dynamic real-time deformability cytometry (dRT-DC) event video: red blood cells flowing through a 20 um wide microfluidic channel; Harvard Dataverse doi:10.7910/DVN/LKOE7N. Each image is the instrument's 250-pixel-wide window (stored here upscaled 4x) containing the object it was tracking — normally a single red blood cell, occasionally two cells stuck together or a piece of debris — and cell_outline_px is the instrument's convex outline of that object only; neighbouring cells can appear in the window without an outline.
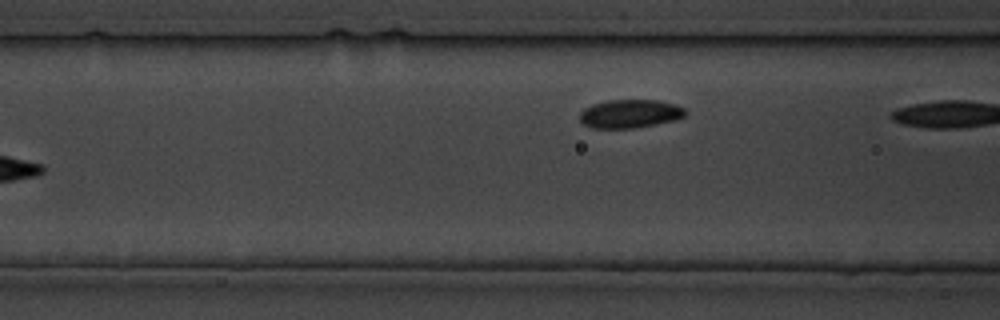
{"species": "common noctule bat (a hibernating species)", "species_latin": "Nyctalus noctula", "temperature_condition": "cold", "stored_images_in_passage": 17, "segment_of_instrument_passage": [2, 2], "camera_frame_rate_fps": 3000, "um_per_image_px": 0.085, "animal": {"sex": "male", "body_mass_g": 19.5, "forearm_length_mm": 54.6}, "frame": {"image": 1, "passage_image": 17, "time_ms": 20.0, "image_size_px": [1000, 320], "cell_outline_px": [[688, 112], [684, 116], [672, 120], [656, 124], [632, 128], [592, 128], [584, 124], [580, 120], [580, 112], [584, 108], [592, 104], [608, 100], [656, 100], [676, 104], [684, 108]], "centroid_in_image_um": [53.53, 9.66], "position_along_channel_um": 113.1, "area_um2": 17.46}}